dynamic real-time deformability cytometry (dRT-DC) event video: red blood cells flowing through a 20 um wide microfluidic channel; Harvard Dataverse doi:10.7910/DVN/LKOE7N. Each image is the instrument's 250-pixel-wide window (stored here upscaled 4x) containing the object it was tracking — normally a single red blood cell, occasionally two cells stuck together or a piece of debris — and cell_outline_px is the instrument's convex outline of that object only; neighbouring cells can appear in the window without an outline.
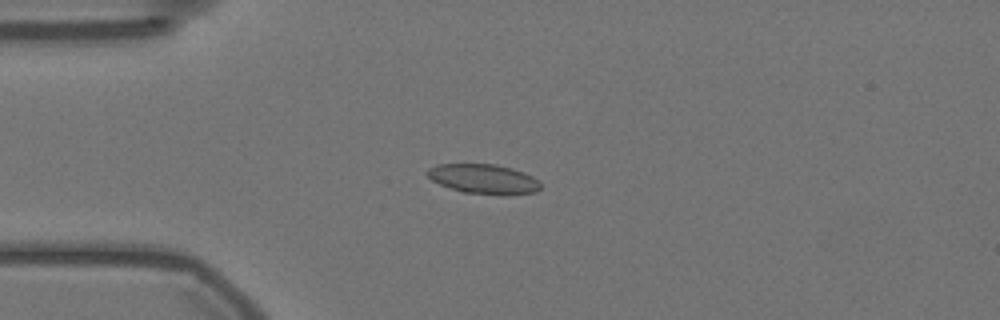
{"species": "Egyptian fruit bat (a non-hibernating species)", "species_latin": "Rousettus aegyptiacus", "temperature_condition": "warm", "stored_images_in_passage": 45, "camera_frame_rate_fps": 3000, "um_per_image_px": 0.085, "animal": {"sex": "female"}, "frame": {"image": 1, "passage_image": 1, "time_ms": 0.0, "image_size_px": [1000, 320], "cell_outline_px": [[540, 188], [536, 192], [504, 196], [500, 196], [464, 192], [440, 184], [432, 180], [424, 172], [428, 168], [436, 164], [496, 164], [512, 168], [524, 172], [532, 176], [540, 184]], "centroid_in_image_um": [41.11, 15.22], "position_along_channel_um": 43.9, "area_um2": 19.77}}
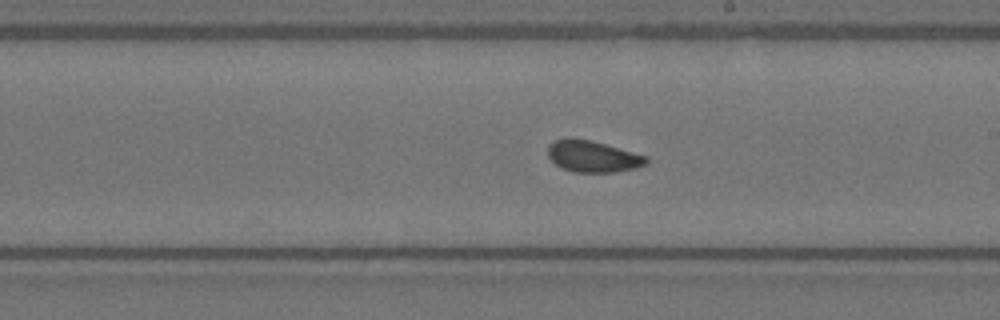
{"frame": {"image": 2, "passage_image": 19, "time_ms": 6.0, "image_size_px": [1000, 320], "cell_outline_px": [[648, 164], [636, 168], [616, 172], [572, 172], [560, 168], [548, 156], [548, 144], [552, 140], [592, 140], [648, 156]], "centroid_in_image_um": [50.42, 13.32], "position_along_channel_um": 238.6, "area_um2": 17.98}}
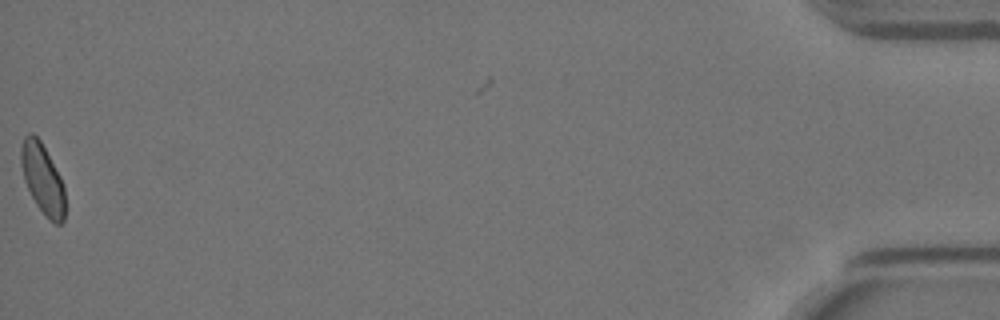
{"frame": {"image": 3, "passage_image": 44, "time_ms": 14.333, "image_size_px": [1000, 320], "cell_outline_px": [[64, 220], [60, 224], [56, 224], [48, 220], [44, 216], [36, 204], [24, 180], [20, 160], [20, 148], [24, 136], [28, 132], [32, 132], [40, 140], [60, 176], [64, 184]], "centroid_in_image_um": [3.6, 15.2], "position_along_channel_um": 431.6, "area_um2": 18.03}, "authors_computed_cell_mechanics": {"area_um2": 18.3226, "velocity_mm_per_s": 3.5395, "shape_relaxation_time_tau1_ms": 4.6943, "shape_relaxation_time_tau2_ms": 0.9127, "deformation_change_tau1": 0.094, "deformation_change_tau2": 0.0679}}